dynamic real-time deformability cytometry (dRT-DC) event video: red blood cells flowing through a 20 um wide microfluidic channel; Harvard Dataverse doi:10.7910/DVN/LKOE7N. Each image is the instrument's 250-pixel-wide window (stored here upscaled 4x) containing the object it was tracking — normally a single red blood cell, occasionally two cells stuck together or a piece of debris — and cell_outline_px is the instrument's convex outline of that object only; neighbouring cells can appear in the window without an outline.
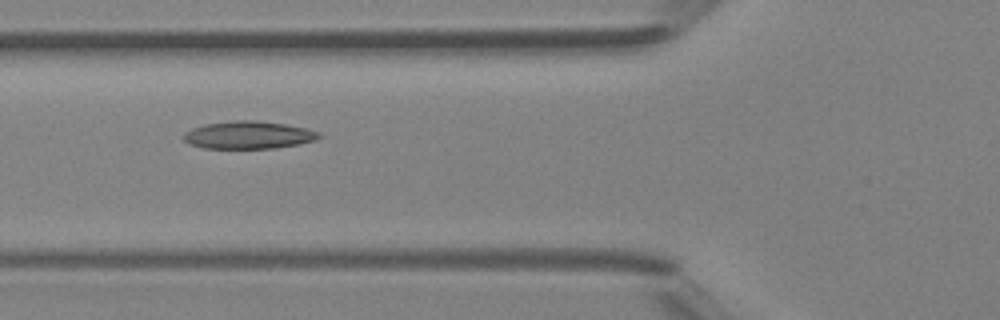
{"species": "Egyptian fruit bat (a non-hibernating species)", "species_latin": "Rousettus aegyptiacus", "temperature_condition": "room temperature", "stored_images_in_passage": 7, "camera_frame_rate_fps": 3000, "um_per_image_px": 0.085, "animal": {"sex": "female"}, "frame": {"image": 1, "passage_image": 6, "time_ms": 5.667, "image_size_px": [1000, 320], "cell_outline_px": [[324, 136], [316, 140], [300, 144], [272, 148], [204, 148], [188, 144], [184, 140], [184, 132], [192, 128], [204, 124], [236, 120], [256, 120], [284, 124], [304, 128], [320, 132]], "centroid_in_image_um": [21.13, 11.47], "position_along_channel_um": 104.7, "area_um2": 21.85}}
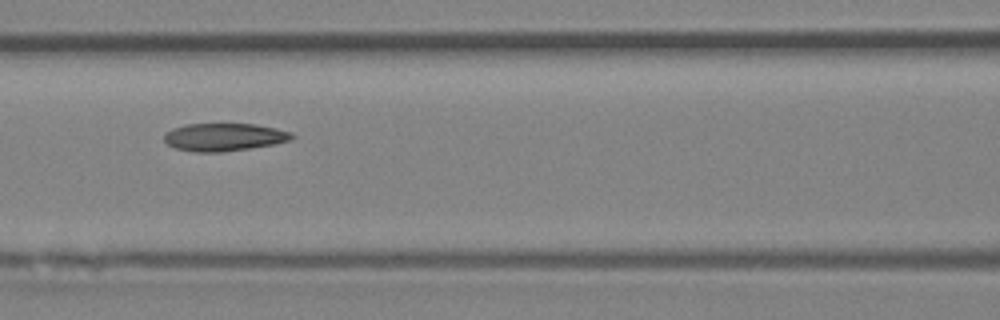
{"frame": {"image": 2, "passage_image": 7, "time_ms": 6.667, "image_size_px": [1000, 320], "cell_outline_px": [[296, 136], [292, 140], [272, 144], [248, 148], [220, 152], [196, 152], [176, 148], [168, 144], [164, 140], [164, 136], [172, 128], [188, 124], [256, 124], [276, 128], [292, 132]], "centroid_in_image_um": [19.08, 11.64], "position_along_channel_um": 147.5, "area_um2": 20.52}}